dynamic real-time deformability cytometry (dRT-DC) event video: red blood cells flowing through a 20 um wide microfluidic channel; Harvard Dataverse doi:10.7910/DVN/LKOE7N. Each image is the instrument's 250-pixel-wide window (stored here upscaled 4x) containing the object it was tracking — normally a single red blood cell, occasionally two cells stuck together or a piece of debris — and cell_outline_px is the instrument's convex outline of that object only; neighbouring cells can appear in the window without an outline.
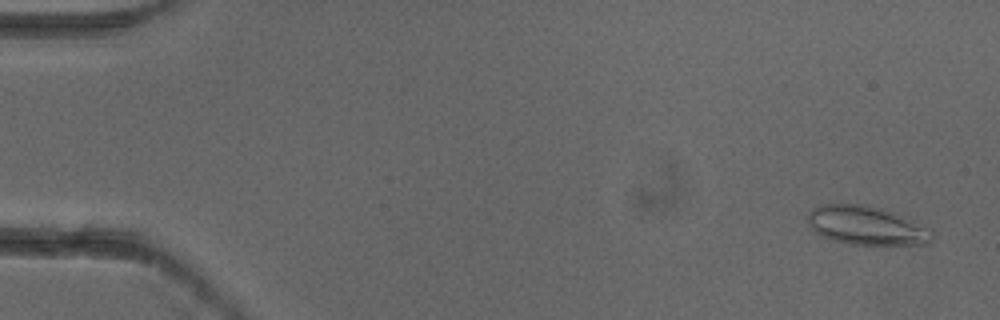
{"species": "common noctule bat (a hibernating species)", "species_latin": "Nyctalus noctula", "temperature_condition": "cold", "stored_images_in_passage": 5, "camera_frame_rate_fps": 3000, "um_per_image_px": 0.085, "animal": {"sex": "female"}, "frame": {"image": 1, "passage_image": 1, "time_ms": 0.0, "image_size_px": [1000, 320], "cell_outline_px": [[936, 236], [928, 244], [848, 244], [828, 240], [820, 236], [812, 228], [808, 220], [808, 212], [812, 208], [820, 204], [868, 204], [884, 208], [932, 228]], "centroid_in_image_um": [73.68, 19.16], "position_along_channel_um": 11.3, "area_um2": 28.67}}